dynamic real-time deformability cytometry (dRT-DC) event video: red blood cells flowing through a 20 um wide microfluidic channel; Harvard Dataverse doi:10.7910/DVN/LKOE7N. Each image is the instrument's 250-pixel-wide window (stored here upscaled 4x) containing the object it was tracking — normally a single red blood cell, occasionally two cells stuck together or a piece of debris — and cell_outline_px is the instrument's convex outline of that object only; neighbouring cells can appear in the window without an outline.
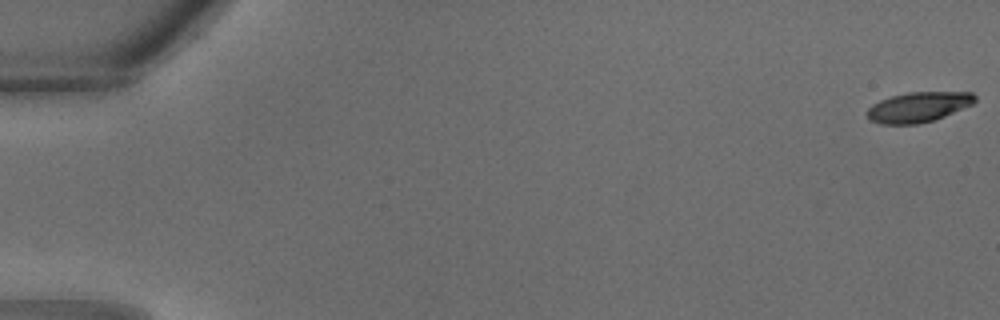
{"species": "common noctule bat (a hibernating species)", "species_latin": "Nyctalus noctula", "temperature_condition": "warm", "stored_images_in_passage": 34, "camera_frame_rate_fps": 3000, "um_per_image_px": 0.085, "animal": {"sex": "male", "body_mass_g": 18.8}, "frame": {"image": 1, "passage_image": 1, "time_ms": 0.0, "image_size_px": [1000, 320], "cell_outline_px": [[976, 100], [972, 104], [944, 116], [932, 120], [916, 124], [880, 124], [872, 120], [864, 112], [872, 104], [880, 100], [892, 96], [908, 92], [972, 92], [976, 96]], "centroid_in_image_um": [78.04, 9.09], "position_along_channel_um": 7.0, "area_um2": 18.79}}
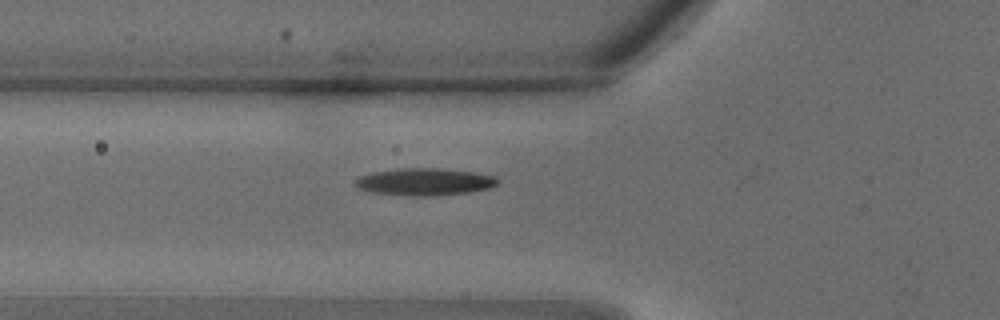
{"frame": {"image": 2, "passage_image": 13, "time_ms": 4.0, "image_size_px": [1000, 320], "cell_outline_px": [[500, 180], [496, 184], [488, 188], [468, 192], [432, 196], [412, 196], [372, 192], [356, 188], [352, 184], [352, 180], [360, 176], [372, 172], [400, 168], [440, 168], [476, 172], [496, 176]], "centroid_in_image_um": [36.04, 15.44], "position_along_channel_um": 89.8, "area_um2": 22.83}}
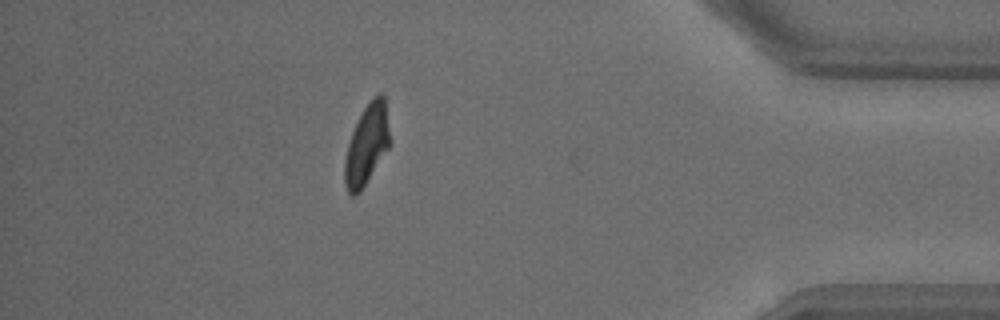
{"frame": {"image": 3, "passage_image": 30, "time_ms": 9.667, "image_size_px": [1000, 320], "cell_outline_px": [[392, 144], [360, 192], [356, 196], [352, 196], [348, 192], [344, 184], [344, 160], [348, 144], [352, 132], [364, 108], [372, 96], [380, 92], [384, 96]], "centroid_in_image_um": [31.2, 12.31], "position_along_channel_um": 404.0, "area_um2": 21.39}}